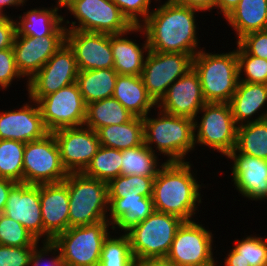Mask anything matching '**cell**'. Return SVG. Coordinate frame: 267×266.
I'll use <instances>...</instances> for the list:
<instances>
[{
  "mask_svg": "<svg viewBox=\"0 0 267 266\" xmlns=\"http://www.w3.org/2000/svg\"><path fill=\"white\" fill-rule=\"evenodd\" d=\"M30 266L65 265L61 259L60 251L52 242H41L35 247L31 255Z\"/></svg>",
  "mask_w": 267,
  "mask_h": 266,
  "instance_id": "43",
  "label": "cell"
},
{
  "mask_svg": "<svg viewBox=\"0 0 267 266\" xmlns=\"http://www.w3.org/2000/svg\"><path fill=\"white\" fill-rule=\"evenodd\" d=\"M17 109L0 111V139L24 143L44 138L50 133L42 118L39 104L27 97ZM15 108V109H14Z\"/></svg>",
  "mask_w": 267,
  "mask_h": 266,
  "instance_id": "17",
  "label": "cell"
},
{
  "mask_svg": "<svg viewBox=\"0 0 267 266\" xmlns=\"http://www.w3.org/2000/svg\"><path fill=\"white\" fill-rule=\"evenodd\" d=\"M43 122L49 132L61 128L82 126L87 105L77 83L67 85L38 101Z\"/></svg>",
  "mask_w": 267,
  "mask_h": 266,
  "instance_id": "14",
  "label": "cell"
},
{
  "mask_svg": "<svg viewBox=\"0 0 267 266\" xmlns=\"http://www.w3.org/2000/svg\"><path fill=\"white\" fill-rule=\"evenodd\" d=\"M217 259L218 258H216L212 263H209V264L204 265V266H220V265L217 264L218 263V260Z\"/></svg>",
  "mask_w": 267,
  "mask_h": 266,
  "instance_id": "52",
  "label": "cell"
},
{
  "mask_svg": "<svg viewBox=\"0 0 267 266\" xmlns=\"http://www.w3.org/2000/svg\"><path fill=\"white\" fill-rule=\"evenodd\" d=\"M35 247L0 245V266H30Z\"/></svg>",
  "mask_w": 267,
  "mask_h": 266,
  "instance_id": "44",
  "label": "cell"
},
{
  "mask_svg": "<svg viewBox=\"0 0 267 266\" xmlns=\"http://www.w3.org/2000/svg\"><path fill=\"white\" fill-rule=\"evenodd\" d=\"M224 19L236 42L248 33L267 30V0H240Z\"/></svg>",
  "mask_w": 267,
  "mask_h": 266,
  "instance_id": "27",
  "label": "cell"
},
{
  "mask_svg": "<svg viewBox=\"0 0 267 266\" xmlns=\"http://www.w3.org/2000/svg\"><path fill=\"white\" fill-rule=\"evenodd\" d=\"M155 177L140 175H120L110 180L108 185V198L152 197Z\"/></svg>",
  "mask_w": 267,
  "mask_h": 266,
  "instance_id": "38",
  "label": "cell"
},
{
  "mask_svg": "<svg viewBox=\"0 0 267 266\" xmlns=\"http://www.w3.org/2000/svg\"><path fill=\"white\" fill-rule=\"evenodd\" d=\"M193 68V56L149 50L141 73L148 95L157 104L170 85Z\"/></svg>",
  "mask_w": 267,
  "mask_h": 266,
  "instance_id": "12",
  "label": "cell"
},
{
  "mask_svg": "<svg viewBox=\"0 0 267 266\" xmlns=\"http://www.w3.org/2000/svg\"><path fill=\"white\" fill-rule=\"evenodd\" d=\"M8 15H6L5 13H3L1 10H0V21H2L4 18H6Z\"/></svg>",
  "mask_w": 267,
  "mask_h": 266,
  "instance_id": "53",
  "label": "cell"
},
{
  "mask_svg": "<svg viewBox=\"0 0 267 266\" xmlns=\"http://www.w3.org/2000/svg\"><path fill=\"white\" fill-rule=\"evenodd\" d=\"M112 228L108 220L71 227L58 234L52 243L60 251L65 266H99L103 241L113 232Z\"/></svg>",
  "mask_w": 267,
  "mask_h": 266,
  "instance_id": "9",
  "label": "cell"
},
{
  "mask_svg": "<svg viewBox=\"0 0 267 266\" xmlns=\"http://www.w3.org/2000/svg\"><path fill=\"white\" fill-rule=\"evenodd\" d=\"M237 43L249 55L267 60V30L248 33L241 37Z\"/></svg>",
  "mask_w": 267,
  "mask_h": 266,
  "instance_id": "45",
  "label": "cell"
},
{
  "mask_svg": "<svg viewBox=\"0 0 267 266\" xmlns=\"http://www.w3.org/2000/svg\"><path fill=\"white\" fill-rule=\"evenodd\" d=\"M41 214L44 242L52 240L69 228V193L62 182L40 184Z\"/></svg>",
  "mask_w": 267,
  "mask_h": 266,
  "instance_id": "22",
  "label": "cell"
},
{
  "mask_svg": "<svg viewBox=\"0 0 267 266\" xmlns=\"http://www.w3.org/2000/svg\"><path fill=\"white\" fill-rule=\"evenodd\" d=\"M66 43L74 51L79 71L114 67L109 34L66 30Z\"/></svg>",
  "mask_w": 267,
  "mask_h": 266,
  "instance_id": "19",
  "label": "cell"
},
{
  "mask_svg": "<svg viewBox=\"0 0 267 266\" xmlns=\"http://www.w3.org/2000/svg\"><path fill=\"white\" fill-rule=\"evenodd\" d=\"M234 150L267 160V119L238 126Z\"/></svg>",
  "mask_w": 267,
  "mask_h": 266,
  "instance_id": "34",
  "label": "cell"
},
{
  "mask_svg": "<svg viewBox=\"0 0 267 266\" xmlns=\"http://www.w3.org/2000/svg\"><path fill=\"white\" fill-rule=\"evenodd\" d=\"M68 172L61 162L60 150L53 133L25 143L23 155V183L45 184L62 182Z\"/></svg>",
  "mask_w": 267,
  "mask_h": 266,
  "instance_id": "10",
  "label": "cell"
},
{
  "mask_svg": "<svg viewBox=\"0 0 267 266\" xmlns=\"http://www.w3.org/2000/svg\"><path fill=\"white\" fill-rule=\"evenodd\" d=\"M144 143L140 146L122 150L121 175H140L156 177L166 163Z\"/></svg>",
  "mask_w": 267,
  "mask_h": 266,
  "instance_id": "33",
  "label": "cell"
},
{
  "mask_svg": "<svg viewBox=\"0 0 267 266\" xmlns=\"http://www.w3.org/2000/svg\"><path fill=\"white\" fill-rule=\"evenodd\" d=\"M17 183L9 180L0 178V214L3 213L8 199L9 192Z\"/></svg>",
  "mask_w": 267,
  "mask_h": 266,
  "instance_id": "48",
  "label": "cell"
},
{
  "mask_svg": "<svg viewBox=\"0 0 267 266\" xmlns=\"http://www.w3.org/2000/svg\"><path fill=\"white\" fill-rule=\"evenodd\" d=\"M235 43L238 57L239 81L267 84V60L249 55L237 42Z\"/></svg>",
  "mask_w": 267,
  "mask_h": 266,
  "instance_id": "39",
  "label": "cell"
},
{
  "mask_svg": "<svg viewBox=\"0 0 267 266\" xmlns=\"http://www.w3.org/2000/svg\"><path fill=\"white\" fill-rule=\"evenodd\" d=\"M201 114V117L200 115ZM194 118L195 146L216 151L221 157L235 149L237 125L229 103L206 102Z\"/></svg>",
  "mask_w": 267,
  "mask_h": 266,
  "instance_id": "8",
  "label": "cell"
},
{
  "mask_svg": "<svg viewBox=\"0 0 267 266\" xmlns=\"http://www.w3.org/2000/svg\"><path fill=\"white\" fill-rule=\"evenodd\" d=\"M197 220L184 221L177 230L166 256L177 266H204L217 258L214 257L217 248L214 234Z\"/></svg>",
  "mask_w": 267,
  "mask_h": 266,
  "instance_id": "11",
  "label": "cell"
},
{
  "mask_svg": "<svg viewBox=\"0 0 267 266\" xmlns=\"http://www.w3.org/2000/svg\"><path fill=\"white\" fill-rule=\"evenodd\" d=\"M3 214L22 224L39 242H44L40 184L17 183L9 192Z\"/></svg>",
  "mask_w": 267,
  "mask_h": 266,
  "instance_id": "18",
  "label": "cell"
},
{
  "mask_svg": "<svg viewBox=\"0 0 267 266\" xmlns=\"http://www.w3.org/2000/svg\"><path fill=\"white\" fill-rule=\"evenodd\" d=\"M78 73L74 51L65 42L31 79L24 82L26 95L38 102L44 96L76 83Z\"/></svg>",
  "mask_w": 267,
  "mask_h": 266,
  "instance_id": "13",
  "label": "cell"
},
{
  "mask_svg": "<svg viewBox=\"0 0 267 266\" xmlns=\"http://www.w3.org/2000/svg\"><path fill=\"white\" fill-rule=\"evenodd\" d=\"M112 97L137 117L143 118L153 108H157V104L148 95L141 76L118 74Z\"/></svg>",
  "mask_w": 267,
  "mask_h": 266,
  "instance_id": "28",
  "label": "cell"
},
{
  "mask_svg": "<svg viewBox=\"0 0 267 266\" xmlns=\"http://www.w3.org/2000/svg\"><path fill=\"white\" fill-rule=\"evenodd\" d=\"M134 115L114 97L89 103L84 125L97 131L108 125L127 123Z\"/></svg>",
  "mask_w": 267,
  "mask_h": 266,
  "instance_id": "32",
  "label": "cell"
},
{
  "mask_svg": "<svg viewBox=\"0 0 267 266\" xmlns=\"http://www.w3.org/2000/svg\"><path fill=\"white\" fill-rule=\"evenodd\" d=\"M55 5L30 8L15 16L16 35L42 38L45 36H66L63 25L62 5L56 0ZM60 11V13H59ZM17 18V19H16Z\"/></svg>",
  "mask_w": 267,
  "mask_h": 266,
  "instance_id": "24",
  "label": "cell"
},
{
  "mask_svg": "<svg viewBox=\"0 0 267 266\" xmlns=\"http://www.w3.org/2000/svg\"><path fill=\"white\" fill-rule=\"evenodd\" d=\"M133 266H177L167 257L158 258H145L141 260H135Z\"/></svg>",
  "mask_w": 267,
  "mask_h": 266,
  "instance_id": "50",
  "label": "cell"
},
{
  "mask_svg": "<svg viewBox=\"0 0 267 266\" xmlns=\"http://www.w3.org/2000/svg\"><path fill=\"white\" fill-rule=\"evenodd\" d=\"M64 14L73 16L76 21L70 22L63 16V25L66 30H80L103 34H121L128 31L133 25L122 14L112 0H58ZM69 24V25H68Z\"/></svg>",
  "mask_w": 267,
  "mask_h": 266,
  "instance_id": "5",
  "label": "cell"
},
{
  "mask_svg": "<svg viewBox=\"0 0 267 266\" xmlns=\"http://www.w3.org/2000/svg\"><path fill=\"white\" fill-rule=\"evenodd\" d=\"M64 182L69 193V228L107 220V182L87 177L83 173H69Z\"/></svg>",
  "mask_w": 267,
  "mask_h": 266,
  "instance_id": "6",
  "label": "cell"
},
{
  "mask_svg": "<svg viewBox=\"0 0 267 266\" xmlns=\"http://www.w3.org/2000/svg\"><path fill=\"white\" fill-rule=\"evenodd\" d=\"M137 33L145 39L144 43H137L136 39L130 38L132 34ZM110 43L114 59L113 68L117 74L140 76L150 50L142 27L133 26L124 33L110 35Z\"/></svg>",
  "mask_w": 267,
  "mask_h": 266,
  "instance_id": "23",
  "label": "cell"
},
{
  "mask_svg": "<svg viewBox=\"0 0 267 266\" xmlns=\"http://www.w3.org/2000/svg\"><path fill=\"white\" fill-rule=\"evenodd\" d=\"M107 220L115 233H125L140 221L145 220L153 211V198L138 197L108 198ZM119 231V232H118Z\"/></svg>",
  "mask_w": 267,
  "mask_h": 266,
  "instance_id": "26",
  "label": "cell"
},
{
  "mask_svg": "<svg viewBox=\"0 0 267 266\" xmlns=\"http://www.w3.org/2000/svg\"><path fill=\"white\" fill-rule=\"evenodd\" d=\"M153 110L156 116L149 112L142 118L144 144L158 156H165L162 157L167 158L165 162H187L188 153L198 149L194 140V120L170 115L157 108Z\"/></svg>",
  "mask_w": 267,
  "mask_h": 266,
  "instance_id": "3",
  "label": "cell"
},
{
  "mask_svg": "<svg viewBox=\"0 0 267 266\" xmlns=\"http://www.w3.org/2000/svg\"><path fill=\"white\" fill-rule=\"evenodd\" d=\"M28 1L29 0H0V10L3 13H5L6 15L8 13V16L15 17L14 14L11 15V14H9V12H7L6 7L7 8L13 7V9H17V8L20 9L19 7H21V6L24 7V5L26 6L27 4H25V3H27Z\"/></svg>",
  "mask_w": 267,
  "mask_h": 266,
  "instance_id": "51",
  "label": "cell"
},
{
  "mask_svg": "<svg viewBox=\"0 0 267 266\" xmlns=\"http://www.w3.org/2000/svg\"><path fill=\"white\" fill-rule=\"evenodd\" d=\"M117 76L114 68L79 71L76 83L85 104L112 97Z\"/></svg>",
  "mask_w": 267,
  "mask_h": 266,
  "instance_id": "31",
  "label": "cell"
},
{
  "mask_svg": "<svg viewBox=\"0 0 267 266\" xmlns=\"http://www.w3.org/2000/svg\"><path fill=\"white\" fill-rule=\"evenodd\" d=\"M24 149V142L0 139V178L23 183Z\"/></svg>",
  "mask_w": 267,
  "mask_h": 266,
  "instance_id": "36",
  "label": "cell"
},
{
  "mask_svg": "<svg viewBox=\"0 0 267 266\" xmlns=\"http://www.w3.org/2000/svg\"><path fill=\"white\" fill-rule=\"evenodd\" d=\"M191 163V160L166 162L160 168L153 183L152 198L155 211L177 216L184 221L196 219V214L202 211L198 210L204 196L200 191L202 187H206L198 180V169H194V164Z\"/></svg>",
  "mask_w": 267,
  "mask_h": 266,
  "instance_id": "2",
  "label": "cell"
},
{
  "mask_svg": "<svg viewBox=\"0 0 267 266\" xmlns=\"http://www.w3.org/2000/svg\"><path fill=\"white\" fill-rule=\"evenodd\" d=\"M133 26H140L152 12L157 0H112ZM153 1V2H152ZM152 8V9H151Z\"/></svg>",
  "mask_w": 267,
  "mask_h": 266,
  "instance_id": "41",
  "label": "cell"
},
{
  "mask_svg": "<svg viewBox=\"0 0 267 266\" xmlns=\"http://www.w3.org/2000/svg\"><path fill=\"white\" fill-rule=\"evenodd\" d=\"M228 52H207L204 47L193 57L206 102L229 103L239 83L238 57L234 47Z\"/></svg>",
  "mask_w": 267,
  "mask_h": 266,
  "instance_id": "4",
  "label": "cell"
},
{
  "mask_svg": "<svg viewBox=\"0 0 267 266\" xmlns=\"http://www.w3.org/2000/svg\"><path fill=\"white\" fill-rule=\"evenodd\" d=\"M183 222L177 216L154 210L145 220L130 228L125 234L134 259L166 257Z\"/></svg>",
  "mask_w": 267,
  "mask_h": 266,
  "instance_id": "7",
  "label": "cell"
},
{
  "mask_svg": "<svg viewBox=\"0 0 267 266\" xmlns=\"http://www.w3.org/2000/svg\"><path fill=\"white\" fill-rule=\"evenodd\" d=\"M157 0L152 12L140 25L145 32L149 49L156 52L190 54L193 57L200 47L199 25L195 8ZM198 13V14H197ZM198 30V31H197Z\"/></svg>",
  "mask_w": 267,
  "mask_h": 266,
  "instance_id": "1",
  "label": "cell"
},
{
  "mask_svg": "<svg viewBox=\"0 0 267 266\" xmlns=\"http://www.w3.org/2000/svg\"><path fill=\"white\" fill-rule=\"evenodd\" d=\"M253 235L235 238L234 245L223 258L224 262H219L220 266H261L267 263V236Z\"/></svg>",
  "mask_w": 267,
  "mask_h": 266,
  "instance_id": "29",
  "label": "cell"
},
{
  "mask_svg": "<svg viewBox=\"0 0 267 266\" xmlns=\"http://www.w3.org/2000/svg\"><path fill=\"white\" fill-rule=\"evenodd\" d=\"M122 151L100 146L89 165L82 172L85 176L109 182L121 175Z\"/></svg>",
  "mask_w": 267,
  "mask_h": 266,
  "instance_id": "35",
  "label": "cell"
},
{
  "mask_svg": "<svg viewBox=\"0 0 267 266\" xmlns=\"http://www.w3.org/2000/svg\"><path fill=\"white\" fill-rule=\"evenodd\" d=\"M40 242L19 222L0 214V245L36 247Z\"/></svg>",
  "mask_w": 267,
  "mask_h": 266,
  "instance_id": "40",
  "label": "cell"
},
{
  "mask_svg": "<svg viewBox=\"0 0 267 266\" xmlns=\"http://www.w3.org/2000/svg\"><path fill=\"white\" fill-rule=\"evenodd\" d=\"M240 0H215L214 10L217 15H222L223 19L237 6Z\"/></svg>",
  "mask_w": 267,
  "mask_h": 266,
  "instance_id": "49",
  "label": "cell"
},
{
  "mask_svg": "<svg viewBox=\"0 0 267 266\" xmlns=\"http://www.w3.org/2000/svg\"><path fill=\"white\" fill-rule=\"evenodd\" d=\"M175 4L195 8L201 12H211L214 10L215 0H168Z\"/></svg>",
  "mask_w": 267,
  "mask_h": 266,
  "instance_id": "47",
  "label": "cell"
},
{
  "mask_svg": "<svg viewBox=\"0 0 267 266\" xmlns=\"http://www.w3.org/2000/svg\"><path fill=\"white\" fill-rule=\"evenodd\" d=\"M134 262L128 236L111 232L103 241L99 266H133Z\"/></svg>",
  "mask_w": 267,
  "mask_h": 266,
  "instance_id": "37",
  "label": "cell"
},
{
  "mask_svg": "<svg viewBox=\"0 0 267 266\" xmlns=\"http://www.w3.org/2000/svg\"><path fill=\"white\" fill-rule=\"evenodd\" d=\"M52 133L68 173H82L101 146L97 131L85 125L61 128Z\"/></svg>",
  "mask_w": 267,
  "mask_h": 266,
  "instance_id": "15",
  "label": "cell"
},
{
  "mask_svg": "<svg viewBox=\"0 0 267 266\" xmlns=\"http://www.w3.org/2000/svg\"><path fill=\"white\" fill-rule=\"evenodd\" d=\"M226 159H230L231 178L234 190L240 196L251 201L267 200V160L247 154L230 152Z\"/></svg>",
  "mask_w": 267,
  "mask_h": 266,
  "instance_id": "16",
  "label": "cell"
},
{
  "mask_svg": "<svg viewBox=\"0 0 267 266\" xmlns=\"http://www.w3.org/2000/svg\"><path fill=\"white\" fill-rule=\"evenodd\" d=\"M229 104L237 126L267 119V84L239 81Z\"/></svg>",
  "mask_w": 267,
  "mask_h": 266,
  "instance_id": "25",
  "label": "cell"
},
{
  "mask_svg": "<svg viewBox=\"0 0 267 266\" xmlns=\"http://www.w3.org/2000/svg\"><path fill=\"white\" fill-rule=\"evenodd\" d=\"M16 22L12 16L0 21V50L12 48L16 36Z\"/></svg>",
  "mask_w": 267,
  "mask_h": 266,
  "instance_id": "46",
  "label": "cell"
},
{
  "mask_svg": "<svg viewBox=\"0 0 267 266\" xmlns=\"http://www.w3.org/2000/svg\"><path fill=\"white\" fill-rule=\"evenodd\" d=\"M21 79L24 77L16 66L13 49L0 50V91H6L7 88L12 87L14 81Z\"/></svg>",
  "mask_w": 267,
  "mask_h": 266,
  "instance_id": "42",
  "label": "cell"
},
{
  "mask_svg": "<svg viewBox=\"0 0 267 266\" xmlns=\"http://www.w3.org/2000/svg\"><path fill=\"white\" fill-rule=\"evenodd\" d=\"M66 42V36L16 35L12 46L16 66L25 81L31 79Z\"/></svg>",
  "mask_w": 267,
  "mask_h": 266,
  "instance_id": "21",
  "label": "cell"
},
{
  "mask_svg": "<svg viewBox=\"0 0 267 266\" xmlns=\"http://www.w3.org/2000/svg\"><path fill=\"white\" fill-rule=\"evenodd\" d=\"M205 103L199 75L192 68L170 85L157 108L170 115L194 120Z\"/></svg>",
  "mask_w": 267,
  "mask_h": 266,
  "instance_id": "20",
  "label": "cell"
},
{
  "mask_svg": "<svg viewBox=\"0 0 267 266\" xmlns=\"http://www.w3.org/2000/svg\"><path fill=\"white\" fill-rule=\"evenodd\" d=\"M101 146L126 150L144 143L142 117L134 116L127 123L108 125L97 130Z\"/></svg>",
  "mask_w": 267,
  "mask_h": 266,
  "instance_id": "30",
  "label": "cell"
}]
</instances>
